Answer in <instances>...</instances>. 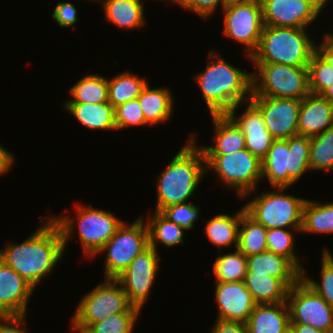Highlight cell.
<instances>
[{"label":"cell","instance_id":"cell-1","mask_svg":"<svg viewBox=\"0 0 333 333\" xmlns=\"http://www.w3.org/2000/svg\"><path fill=\"white\" fill-rule=\"evenodd\" d=\"M43 217L40 227L22 243L9 242L0 250V259L34 288L53 271L64 256L61 230L51 218Z\"/></svg>","mask_w":333,"mask_h":333},{"label":"cell","instance_id":"cell-2","mask_svg":"<svg viewBox=\"0 0 333 333\" xmlns=\"http://www.w3.org/2000/svg\"><path fill=\"white\" fill-rule=\"evenodd\" d=\"M195 80L210 114H227L252 97V72L236 68L214 49L208 52L205 70L195 74Z\"/></svg>","mask_w":333,"mask_h":333},{"label":"cell","instance_id":"cell-3","mask_svg":"<svg viewBox=\"0 0 333 333\" xmlns=\"http://www.w3.org/2000/svg\"><path fill=\"white\" fill-rule=\"evenodd\" d=\"M189 139L157 176L156 212L174 204L189 202L207 174L204 153L197 145V134Z\"/></svg>","mask_w":333,"mask_h":333},{"label":"cell","instance_id":"cell-4","mask_svg":"<svg viewBox=\"0 0 333 333\" xmlns=\"http://www.w3.org/2000/svg\"><path fill=\"white\" fill-rule=\"evenodd\" d=\"M75 205L74 210L77 213L74 215L75 218L74 216L70 217L72 215L69 214L50 217L61 230L65 251L70 238L74 236L75 231H78L77 235L82 246L83 256L95 258L124 221L117 218L112 212L93 208L91 204L87 206L75 203Z\"/></svg>","mask_w":333,"mask_h":333},{"label":"cell","instance_id":"cell-5","mask_svg":"<svg viewBox=\"0 0 333 333\" xmlns=\"http://www.w3.org/2000/svg\"><path fill=\"white\" fill-rule=\"evenodd\" d=\"M308 29L264 26L252 63H275L308 66L317 43L309 37Z\"/></svg>","mask_w":333,"mask_h":333},{"label":"cell","instance_id":"cell-6","mask_svg":"<svg viewBox=\"0 0 333 333\" xmlns=\"http://www.w3.org/2000/svg\"><path fill=\"white\" fill-rule=\"evenodd\" d=\"M309 154L310 137L275 140L262 160V180H269L271 187L290 188L310 171Z\"/></svg>","mask_w":333,"mask_h":333},{"label":"cell","instance_id":"cell-7","mask_svg":"<svg viewBox=\"0 0 333 333\" xmlns=\"http://www.w3.org/2000/svg\"><path fill=\"white\" fill-rule=\"evenodd\" d=\"M252 64L255 66V72H252V96L302 100L311 93L308 66Z\"/></svg>","mask_w":333,"mask_h":333},{"label":"cell","instance_id":"cell-8","mask_svg":"<svg viewBox=\"0 0 333 333\" xmlns=\"http://www.w3.org/2000/svg\"><path fill=\"white\" fill-rule=\"evenodd\" d=\"M206 172L214 170L221 184L237 192L241 199L258 191L262 182V161L244 148L227 155H204Z\"/></svg>","mask_w":333,"mask_h":333},{"label":"cell","instance_id":"cell-9","mask_svg":"<svg viewBox=\"0 0 333 333\" xmlns=\"http://www.w3.org/2000/svg\"><path fill=\"white\" fill-rule=\"evenodd\" d=\"M126 311H140L134 307L117 279L105 278L78 302L72 317V330H86L91 324Z\"/></svg>","mask_w":333,"mask_h":333},{"label":"cell","instance_id":"cell-10","mask_svg":"<svg viewBox=\"0 0 333 333\" xmlns=\"http://www.w3.org/2000/svg\"><path fill=\"white\" fill-rule=\"evenodd\" d=\"M272 189L275 192L264 191L245 203V212L267 229L302 228L303 207L307 199L284 194L287 187Z\"/></svg>","mask_w":333,"mask_h":333},{"label":"cell","instance_id":"cell-11","mask_svg":"<svg viewBox=\"0 0 333 333\" xmlns=\"http://www.w3.org/2000/svg\"><path fill=\"white\" fill-rule=\"evenodd\" d=\"M148 247L149 233L144 216H139L132 224L124 221L97 254H106L104 279H116Z\"/></svg>","mask_w":333,"mask_h":333},{"label":"cell","instance_id":"cell-12","mask_svg":"<svg viewBox=\"0 0 333 333\" xmlns=\"http://www.w3.org/2000/svg\"><path fill=\"white\" fill-rule=\"evenodd\" d=\"M223 35L243 44L244 54L251 62V55L256 51L264 29L262 4L260 0L231 4L222 9Z\"/></svg>","mask_w":333,"mask_h":333},{"label":"cell","instance_id":"cell-13","mask_svg":"<svg viewBox=\"0 0 333 333\" xmlns=\"http://www.w3.org/2000/svg\"><path fill=\"white\" fill-rule=\"evenodd\" d=\"M290 323L310 325L333 333V308L301 278L288 289Z\"/></svg>","mask_w":333,"mask_h":333},{"label":"cell","instance_id":"cell-14","mask_svg":"<svg viewBox=\"0 0 333 333\" xmlns=\"http://www.w3.org/2000/svg\"><path fill=\"white\" fill-rule=\"evenodd\" d=\"M158 252L149 246L136 256L116 278L122 285L130 303L141 312L160 270L161 257L158 256Z\"/></svg>","mask_w":333,"mask_h":333},{"label":"cell","instance_id":"cell-15","mask_svg":"<svg viewBox=\"0 0 333 333\" xmlns=\"http://www.w3.org/2000/svg\"><path fill=\"white\" fill-rule=\"evenodd\" d=\"M250 101L260 110L267 130L276 140L288 139L298 135L301 100L252 96Z\"/></svg>","mask_w":333,"mask_h":333},{"label":"cell","instance_id":"cell-16","mask_svg":"<svg viewBox=\"0 0 333 333\" xmlns=\"http://www.w3.org/2000/svg\"><path fill=\"white\" fill-rule=\"evenodd\" d=\"M264 25L308 29L323 9L313 0H260Z\"/></svg>","mask_w":333,"mask_h":333},{"label":"cell","instance_id":"cell-17","mask_svg":"<svg viewBox=\"0 0 333 333\" xmlns=\"http://www.w3.org/2000/svg\"><path fill=\"white\" fill-rule=\"evenodd\" d=\"M246 103L235 105L227 115L237 124L245 136L246 149L262 161L276 139L267 130L260 110L251 101ZM245 104L247 107L243 113L237 114L238 108Z\"/></svg>","mask_w":333,"mask_h":333},{"label":"cell","instance_id":"cell-18","mask_svg":"<svg viewBox=\"0 0 333 333\" xmlns=\"http://www.w3.org/2000/svg\"><path fill=\"white\" fill-rule=\"evenodd\" d=\"M217 319L246 323L257 305L243 281L215 282Z\"/></svg>","mask_w":333,"mask_h":333},{"label":"cell","instance_id":"cell-19","mask_svg":"<svg viewBox=\"0 0 333 333\" xmlns=\"http://www.w3.org/2000/svg\"><path fill=\"white\" fill-rule=\"evenodd\" d=\"M34 290L28 281L0 259V315H26Z\"/></svg>","mask_w":333,"mask_h":333},{"label":"cell","instance_id":"cell-20","mask_svg":"<svg viewBox=\"0 0 333 333\" xmlns=\"http://www.w3.org/2000/svg\"><path fill=\"white\" fill-rule=\"evenodd\" d=\"M333 127V105L322 95L310 93L301 100L298 135L313 137Z\"/></svg>","mask_w":333,"mask_h":333},{"label":"cell","instance_id":"cell-21","mask_svg":"<svg viewBox=\"0 0 333 333\" xmlns=\"http://www.w3.org/2000/svg\"><path fill=\"white\" fill-rule=\"evenodd\" d=\"M214 125V144L199 146L204 155H227L246 148L245 136L227 114H210Z\"/></svg>","mask_w":333,"mask_h":333},{"label":"cell","instance_id":"cell-22","mask_svg":"<svg viewBox=\"0 0 333 333\" xmlns=\"http://www.w3.org/2000/svg\"><path fill=\"white\" fill-rule=\"evenodd\" d=\"M247 271L278 278L288 289L302 278V272L289 259L270 251L247 257Z\"/></svg>","mask_w":333,"mask_h":333},{"label":"cell","instance_id":"cell-23","mask_svg":"<svg viewBox=\"0 0 333 333\" xmlns=\"http://www.w3.org/2000/svg\"><path fill=\"white\" fill-rule=\"evenodd\" d=\"M245 324L248 333H284L290 326L288 304H257Z\"/></svg>","mask_w":333,"mask_h":333},{"label":"cell","instance_id":"cell-24","mask_svg":"<svg viewBox=\"0 0 333 333\" xmlns=\"http://www.w3.org/2000/svg\"><path fill=\"white\" fill-rule=\"evenodd\" d=\"M145 122L149 126L163 124L172 117L174 98L167 87L151 88L148 83L137 97Z\"/></svg>","mask_w":333,"mask_h":333},{"label":"cell","instance_id":"cell-25","mask_svg":"<svg viewBox=\"0 0 333 333\" xmlns=\"http://www.w3.org/2000/svg\"><path fill=\"white\" fill-rule=\"evenodd\" d=\"M144 1L103 0L104 20L122 30L140 29L146 24Z\"/></svg>","mask_w":333,"mask_h":333},{"label":"cell","instance_id":"cell-26","mask_svg":"<svg viewBox=\"0 0 333 333\" xmlns=\"http://www.w3.org/2000/svg\"><path fill=\"white\" fill-rule=\"evenodd\" d=\"M65 111L88 130H117L114 107L109 103H65Z\"/></svg>","mask_w":333,"mask_h":333},{"label":"cell","instance_id":"cell-27","mask_svg":"<svg viewBox=\"0 0 333 333\" xmlns=\"http://www.w3.org/2000/svg\"><path fill=\"white\" fill-rule=\"evenodd\" d=\"M243 282L256 304L286 302L288 288L278 278L247 271Z\"/></svg>","mask_w":333,"mask_h":333},{"label":"cell","instance_id":"cell-28","mask_svg":"<svg viewBox=\"0 0 333 333\" xmlns=\"http://www.w3.org/2000/svg\"><path fill=\"white\" fill-rule=\"evenodd\" d=\"M242 216V207L234 215L217 214L207 221L205 234L208 240L218 247V253L222 248L233 246L237 249L238 229Z\"/></svg>","mask_w":333,"mask_h":333},{"label":"cell","instance_id":"cell-29","mask_svg":"<svg viewBox=\"0 0 333 333\" xmlns=\"http://www.w3.org/2000/svg\"><path fill=\"white\" fill-rule=\"evenodd\" d=\"M70 100L65 103L108 102V78L103 75H84L69 89Z\"/></svg>","mask_w":333,"mask_h":333},{"label":"cell","instance_id":"cell-30","mask_svg":"<svg viewBox=\"0 0 333 333\" xmlns=\"http://www.w3.org/2000/svg\"><path fill=\"white\" fill-rule=\"evenodd\" d=\"M145 222L149 233V246L158 251L159 243L168 248L183 244L185 230L174 222L169 221L160 212H153L152 217L148 215Z\"/></svg>","mask_w":333,"mask_h":333},{"label":"cell","instance_id":"cell-31","mask_svg":"<svg viewBox=\"0 0 333 333\" xmlns=\"http://www.w3.org/2000/svg\"><path fill=\"white\" fill-rule=\"evenodd\" d=\"M267 228L251 218L242 207L237 249L249 257L267 251Z\"/></svg>","mask_w":333,"mask_h":333},{"label":"cell","instance_id":"cell-32","mask_svg":"<svg viewBox=\"0 0 333 333\" xmlns=\"http://www.w3.org/2000/svg\"><path fill=\"white\" fill-rule=\"evenodd\" d=\"M332 234L333 233V202L320 203L306 200L303 207L302 228L300 233Z\"/></svg>","mask_w":333,"mask_h":333},{"label":"cell","instance_id":"cell-33","mask_svg":"<svg viewBox=\"0 0 333 333\" xmlns=\"http://www.w3.org/2000/svg\"><path fill=\"white\" fill-rule=\"evenodd\" d=\"M148 81L132 72H122L108 79V102L115 108L137 98Z\"/></svg>","mask_w":333,"mask_h":333},{"label":"cell","instance_id":"cell-34","mask_svg":"<svg viewBox=\"0 0 333 333\" xmlns=\"http://www.w3.org/2000/svg\"><path fill=\"white\" fill-rule=\"evenodd\" d=\"M218 254L214 260L215 282L243 281L247 273V256L236 249L233 253Z\"/></svg>","mask_w":333,"mask_h":333},{"label":"cell","instance_id":"cell-35","mask_svg":"<svg viewBox=\"0 0 333 333\" xmlns=\"http://www.w3.org/2000/svg\"><path fill=\"white\" fill-rule=\"evenodd\" d=\"M292 229V230H291ZM300 232L301 228H272L267 229L266 241L267 251L279 254L289 259L301 272L305 270L302 261L296 254L295 234Z\"/></svg>","mask_w":333,"mask_h":333},{"label":"cell","instance_id":"cell-36","mask_svg":"<svg viewBox=\"0 0 333 333\" xmlns=\"http://www.w3.org/2000/svg\"><path fill=\"white\" fill-rule=\"evenodd\" d=\"M309 167L311 171L333 170V127L310 137Z\"/></svg>","mask_w":333,"mask_h":333},{"label":"cell","instance_id":"cell-37","mask_svg":"<svg viewBox=\"0 0 333 333\" xmlns=\"http://www.w3.org/2000/svg\"><path fill=\"white\" fill-rule=\"evenodd\" d=\"M322 251L321 283L306 276V270L302 272V279L333 308V254L328 248Z\"/></svg>","mask_w":333,"mask_h":333},{"label":"cell","instance_id":"cell-38","mask_svg":"<svg viewBox=\"0 0 333 333\" xmlns=\"http://www.w3.org/2000/svg\"><path fill=\"white\" fill-rule=\"evenodd\" d=\"M141 311H126L113 314L100 322L91 324L88 333H133Z\"/></svg>","mask_w":333,"mask_h":333},{"label":"cell","instance_id":"cell-39","mask_svg":"<svg viewBox=\"0 0 333 333\" xmlns=\"http://www.w3.org/2000/svg\"><path fill=\"white\" fill-rule=\"evenodd\" d=\"M308 70L312 94L321 95L333 84V68L317 51L308 64Z\"/></svg>","mask_w":333,"mask_h":333},{"label":"cell","instance_id":"cell-40","mask_svg":"<svg viewBox=\"0 0 333 333\" xmlns=\"http://www.w3.org/2000/svg\"><path fill=\"white\" fill-rule=\"evenodd\" d=\"M160 213L185 231H189L200 217V208L192 202H184L164 208Z\"/></svg>","mask_w":333,"mask_h":333},{"label":"cell","instance_id":"cell-41","mask_svg":"<svg viewBox=\"0 0 333 333\" xmlns=\"http://www.w3.org/2000/svg\"><path fill=\"white\" fill-rule=\"evenodd\" d=\"M115 124L117 130L127 129L128 127H147L139 101L137 98L125 102L114 108ZM147 125V126H146Z\"/></svg>","mask_w":333,"mask_h":333},{"label":"cell","instance_id":"cell-42","mask_svg":"<svg viewBox=\"0 0 333 333\" xmlns=\"http://www.w3.org/2000/svg\"><path fill=\"white\" fill-rule=\"evenodd\" d=\"M78 14V9L72 2L58 1L51 17L61 28H70L78 23Z\"/></svg>","mask_w":333,"mask_h":333},{"label":"cell","instance_id":"cell-43","mask_svg":"<svg viewBox=\"0 0 333 333\" xmlns=\"http://www.w3.org/2000/svg\"><path fill=\"white\" fill-rule=\"evenodd\" d=\"M218 6L224 8V0H183L181 7L193 11L203 19L214 15Z\"/></svg>","mask_w":333,"mask_h":333},{"label":"cell","instance_id":"cell-44","mask_svg":"<svg viewBox=\"0 0 333 333\" xmlns=\"http://www.w3.org/2000/svg\"><path fill=\"white\" fill-rule=\"evenodd\" d=\"M25 316L27 315H0V333H28Z\"/></svg>","mask_w":333,"mask_h":333},{"label":"cell","instance_id":"cell-45","mask_svg":"<svg viewBox=\"0 0 333 333\" xmlns=\"http://www.w3.org/2000/svg\"><path fill=\"white\" fill-rule=\"evenodd\" d=\"M210 333H248L245 323L217 319Z\"/></svg>","mask_w":333,"mask_h":333},{"label":"cell","instance_id":"cell-46","mask_svg":"<svg viewBox=\"0 0 333 333\" xmlns=\"http://www.w3.org/2000/svg\"><path fill=\"white\" fill-rule=\"evenodd\" d=\"M323 36L322 42L316 47V51L332 66L333 68V38L327 33Z\"/></svg>","mask_w":333,"mask_h":333},{"label":"cell","instance_id":"cell-47","mask_svg":"<svg viewBox=\"0 0 333 333\" xmlns=\"http://www.w3.org/2000/svg\"><path fill=\"white\" fill-rule=\"evenodd\" d=\"M13 153L9 152L4 146L0 145V176L8 173L15 162Z\"/></svg>","mask_w":333,"mask_h":333},{"label":"cell","instance_id":"cell-48","mask_svg":"<svg viewBox=\"0 0 333 333\" xmlns=\"http://www.w3.org/2000/svg\"><path fill=\"white\" fill-rule=\"evenodd\" d=\"M290 326L294 329L296 333H332L327 331L318 330L310 325L290 323Z\"/></svg>","mask_w":333,"mask_h":333},{"label":"cell","instance_id":"cell-49","mask_svg":"<svg viewBox=\"0 0 333 333\" xmlns=\"http://www.w3.org/2000/svg\"><path fill=\"white\" fill-rule=\"evenodd\" d=\"M321 95L333 105V84L329 86Z\"/></svg>","mask_w":333,"mask_h":333},{"label":"cell","instance_id":"cell-50","mask_svg":"<svg viewBox=\"0 0 333 333\" xmlns=\"http://www.w3.org/2000/svg\"><path fill=\"white\" fill-rule=\"evenodd\" d=\"M249 0H224V7L231 5V4H238V3H242V2H246Z\"/></svg>","mask_w":333,"mask_h":333},{"label":"cell","instance_id":"cell-51","mask_svg":"<svg viewBox=\"0 0 333 333\" xmlns=\"http://www.w3.org/2000/svg\"><path fill=\"white\" fill-rule=\"evenodd\" d=\"M316 2L322 9L325 8V5L327 4L328 1L330 0H313Z\"/></svg>","mask_w":333,"mask_h":333},{"label":"cell","instance_id":"cell-52","mask_svg":"<svg viewBox=\"0 0 333 333\" xmlns=\"http://www.w3.org/2000/svg\"><path fill=\"white\" fill-rule=\"evenodd\" d=\"M156 1V0H155ZM159 1H162V0H159ZM166 1H168V0H166ZM170 2H173L174 4H176V5H178V6H180L181 7V5H182V1L183 0H169Z\"/></svg>","mask_w":333,"mask_h":333},{"label":"cell","instance_id":"cell-53","mask_svg":"<svg viewBox=\"0 0 333 333\" xmlns=\"http://www.w3.org/2000/svg\"><path fill=\"white\" fill-rule=\"evenodd\" d=\"M284 333H296V332L294 331V329L291 326H289Z\"/></svg>","mask_w":333,"mask_h":333},{"label":"cell","instance_id":"cell-54","mask_svg":"<svg viewBox=\"0 0 333 333\" xmlns=\"http://www.w3.org/2000/svg\"><path fill=\"white\" fill-rule=\"evenodd\" d=\"M76 333H88L86 330H73Z\"/></svg>","mask_w":333,"mask_h":333},{"label":"cell","instance_id":"cell-55","mask_svg":"<svg viewBox=\"0 0 333 333\" xmlns=\"http://www.w3.org/2000/svg\"><path fill=\"white\" fill-rule=\"evenodd\" d=\"M89 1H91V0H89ZM92 1H95V2L97 1V2H101L102 3L103 0H92Z\"/></svg>","mask_w":333,"mask_h":333}]
</instances>
